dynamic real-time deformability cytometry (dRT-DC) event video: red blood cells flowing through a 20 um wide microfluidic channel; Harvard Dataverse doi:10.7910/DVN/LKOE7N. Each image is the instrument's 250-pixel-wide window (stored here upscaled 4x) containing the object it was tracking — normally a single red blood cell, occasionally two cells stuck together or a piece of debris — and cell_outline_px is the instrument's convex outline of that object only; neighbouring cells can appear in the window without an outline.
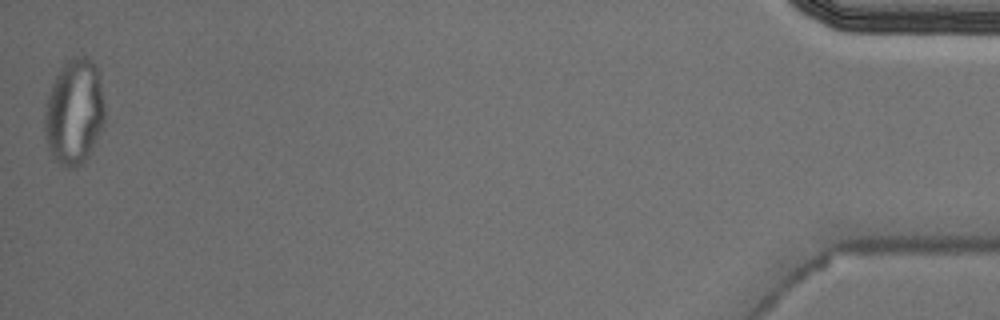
{"species": "Egyptian fruit bat (a non-hibernating species)", "species_latin": "Rousettus aegyptiacus", "temperature_condition": "cold", "stored_images_in_passage": 42, "camera_frame_rate_fps": 3000, "um_per_image_px": 0.085, "animal": {"sex": "male"}, "frame": {"image": 1, "passage_image": 42, "time_ms": 13.667, "image_size_px": [1000, 320], "cell_outline_px": [[104, 120], [88, 156], [80, 164], [72, 168], [68, 168], [60, 164], [56, 160], [44, 136], [44, 104], [52, 84], [60, 68], [68, 60], [76, 56], [84, 56], [92, 60], [96, 64], [104, 104]], "centroid_in_image_um": [6.28, 9.48], "position_along_channel_um": 428.9, "area_um2": 36.65}, "authors_computed_cell_mechanics": {"area_um2": 23.7847, "velocity_mm_per_s": 3.6821, "shape_relaxation_time_tau1_ms": null, "shape_relaxation_time_tau2_ms": 1.4234, "deformation_change_tau1": null, "deformation_change_tau2": 0.0712}}